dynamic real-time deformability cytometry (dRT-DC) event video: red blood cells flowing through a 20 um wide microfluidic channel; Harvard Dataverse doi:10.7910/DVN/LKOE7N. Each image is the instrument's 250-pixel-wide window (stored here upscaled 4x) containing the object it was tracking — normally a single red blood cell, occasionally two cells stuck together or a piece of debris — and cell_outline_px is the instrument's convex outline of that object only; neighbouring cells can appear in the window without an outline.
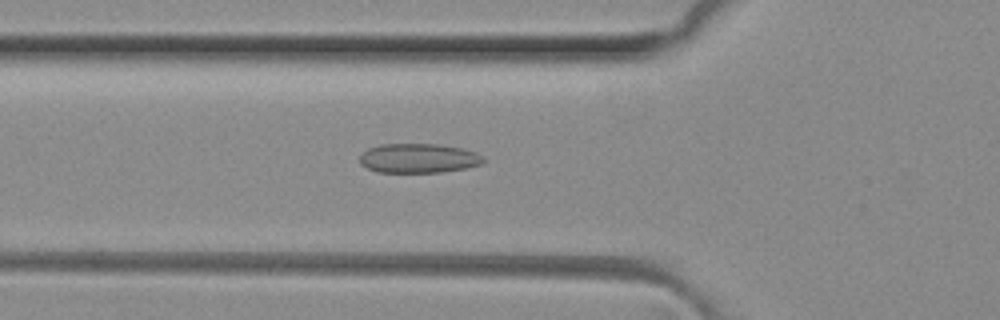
{"species": "common noctule bat (a hibernating species)", "species_latin": "Nyctalus noctula", "temperature_condition": "room temperature", "stored_images_in_passage": 49, "camera_frame_rate_fps": 3000, "um_per_image_px": 0.085, "animal": {"sex": "female", "body_mass_g": 29.2, "forearm_length_mm": 56.3}, "frame": {"image": 1, "passage_image": 17, "time_ms": 5.333, "image_size_px": [1000, 320], "cell_outline_px": [[484, 160], [480, 164], [464, 168], [440, 172], [376, 172], [360, 164], [360, 156], [368, 148], [380, 144], [436, 144], [464, 148], [476, 152], [484, 156]], "centroid_in_image_um": [35.57, 13.44], "position_along_channel_um": 90.2, "area_um2": 21.15}}
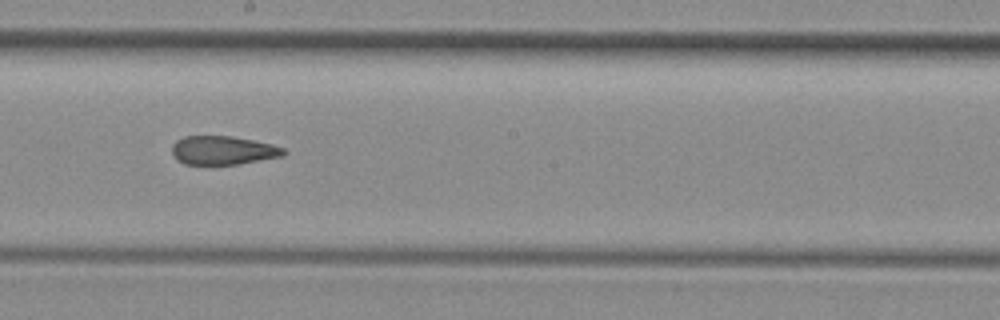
{"frame": {"image": 2, "passage_image": 27, "time_ms": 8.667, "image_size_px": [1000, 320], "cell_outline_px": [[288, 152], [284, 156], [240, 164], [184, 164], [176, 160], [172, 152], [172, 144], [176, 140], [184, 136], [232, 136], [272, 144], [284, 148]], "centroid_in_image_um": [18.97, 12.78], "position_along_channel_um": 229.2, "area_um2": 18.84}}
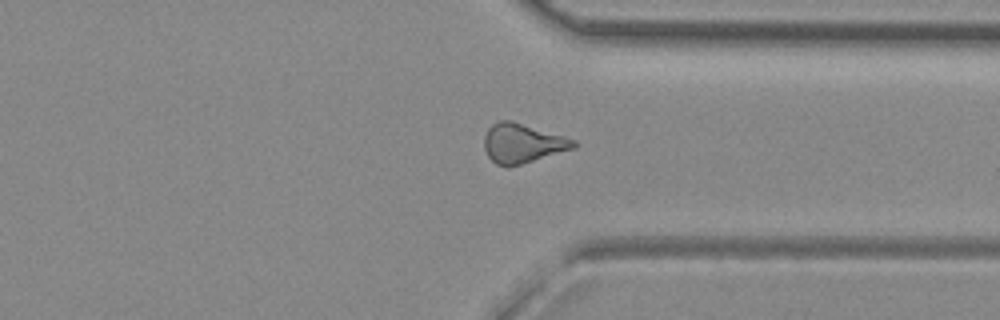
{"frame": {"image": 3, "passage_image": 37, "time_ms": 12.0, "image_size_px": [1000, 320], "cell_outline_px": [[580, 144], [576, 148], [508, 168], [496, 164], [488, 156], [484, 148], [484, 136], [488, 128], [492, 124], [500, 120], [512, 120], [564, 136], [576, 140]], "centroid_in_image_um": [44.43, 12.18], "position_along_channel_um": 367.0, "area_um2": 20.81}, "authors_computed_cell_mechanics": {"area_um2": 20.2878, "velocity_mm_per_s": 4.1587, "shape_relaxation_time_tau1_ms": null, "shape_relaxation_time_tau2_ms": 2.8845, "deformation_change_tau1": null, "deformation_change_tau2": 0.0949}}